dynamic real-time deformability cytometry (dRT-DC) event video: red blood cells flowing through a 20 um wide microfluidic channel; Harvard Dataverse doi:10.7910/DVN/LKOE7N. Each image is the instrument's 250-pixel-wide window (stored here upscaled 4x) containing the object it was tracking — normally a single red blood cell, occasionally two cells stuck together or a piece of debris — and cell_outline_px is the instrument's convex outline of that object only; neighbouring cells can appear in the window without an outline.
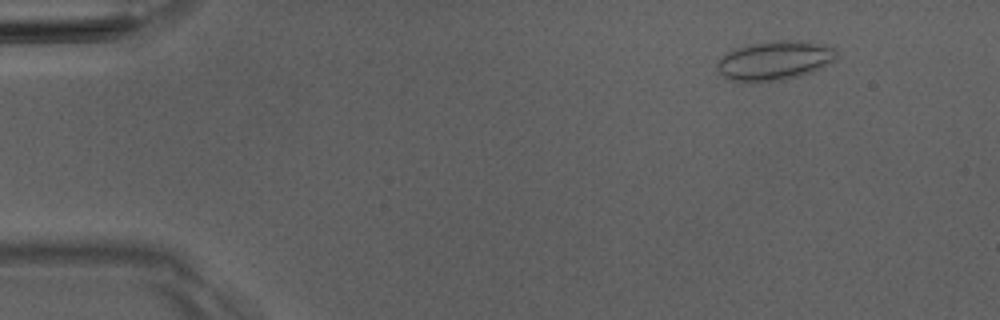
{"species": "Egyptian fruit bat (a non-hibernating species)", "species_latin": "Rousettus aegyptiacus", "temperature_condition": "room temperature", "stored_images_in_passage": 6, "camera_frame_rate_fps": 3000, "um_per_image_px": 0.085, "animal": {"sex": "male"}, "frame": {"image": 1, "passage_image": 2, "time_ms": 1.0, "image_size_px": [1000, 320], "cell_outline_px": [[836, 60], [812, 72], [800, 76], [780, 80], [752, 84], [728, 80], [716, 68], [716, 60], [728, 52], [736, 48], [752, 44], [780, 40], [800, 40], [820, 44], [836, 48]], "centroid_in_image_um": [65.82, 5.18], "position_along_channel_um": 19.2, "area_um2": 27.63}}